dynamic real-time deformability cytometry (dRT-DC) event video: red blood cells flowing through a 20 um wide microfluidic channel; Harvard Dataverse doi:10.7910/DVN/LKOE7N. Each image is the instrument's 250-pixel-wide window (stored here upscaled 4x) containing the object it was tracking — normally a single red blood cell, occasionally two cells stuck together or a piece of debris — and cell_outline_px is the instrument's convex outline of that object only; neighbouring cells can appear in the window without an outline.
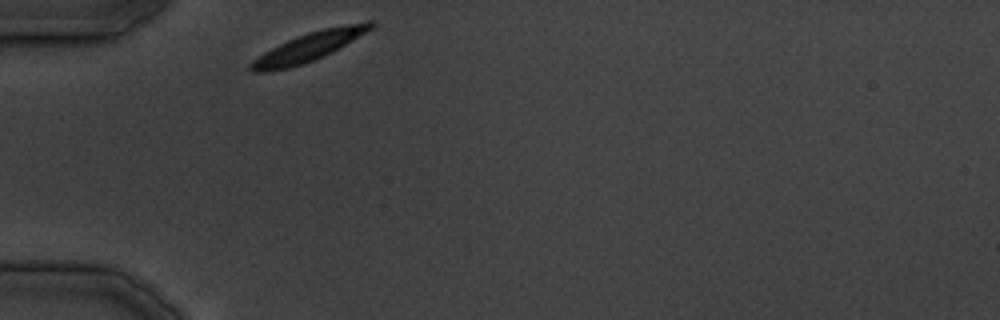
{"species": "common noctule bat (a hibernating species)", "species_latin": "Nyctalus noctula", "temperature_condition": "cold", "stored_images_in_passage": 22, "camera_frame_rate_fps": 3000, "um_per_image_px": 0.085, "animal": {"sex": "male", "body_mass_g": 19.5, "forearm_length_mm": 54.6}, "frame": {"image": 1, "passage_image": 1, "time_ms": 0.0, "image_size_px": [1000, 320], "cell_outline_px": [[376, 24], [372, 28], [332, 52], [324, 56], [304, 64], [288, 68], [268, 72], [252, 72], [248, 68], [248, 64], [252, 60], [264, 52], [288, 40], [308, 32], [324, 28], [368, 20], [372, 20]], "centroid_in_image_um": [26.22, 3.99], "position_along_channel_um": 58.8, "area_um2": 20.06}}
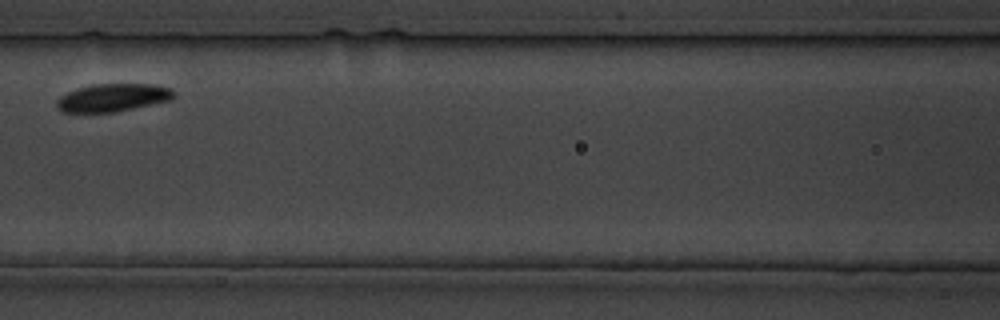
{"frame": {"image": 2, "passage_image": 7, "time_ms": 8.0, "image_size_px": [1000, 320], "cell_outline_px": [[176, 96], [172, 100], [112, 112], [64, 112], [56, 108], [56, 100], [60, 96], [68, 92], [92, 84], [152, 84], [172, 88], [176, 92]], "centroid_in_image_um": [9.62, 8.29], "position_along_channel_um": 157.0, "area_um2": 19.02}}
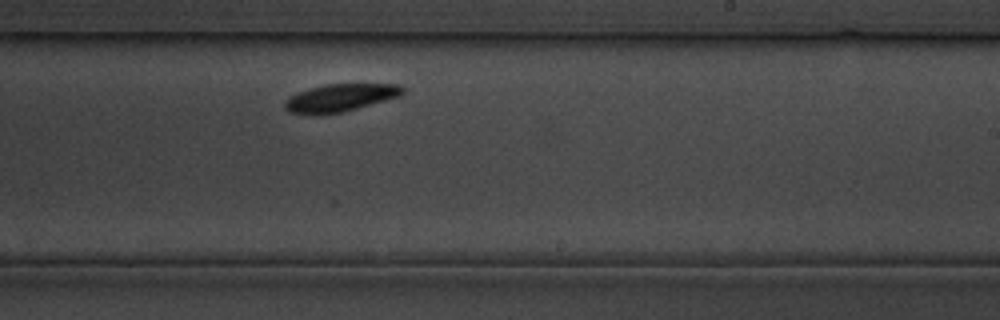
{"frame": {"image": 3, "passage_image": 13, "time_ms": 15.667, "image_size_px": [1000, 320], "cell_outline_px": [[404, 92], [400, 96], [356, 108], [340, 112], [308, 116], [288, 112], [284, 108], [284, 104], [292, 96], [308, 88], [324, 84], [400, 84], [404, 88]], "centroid_in_image_um": [28.89, 8.31], "position_along_channel_um": 260.1, "area_um2": 18.9}}